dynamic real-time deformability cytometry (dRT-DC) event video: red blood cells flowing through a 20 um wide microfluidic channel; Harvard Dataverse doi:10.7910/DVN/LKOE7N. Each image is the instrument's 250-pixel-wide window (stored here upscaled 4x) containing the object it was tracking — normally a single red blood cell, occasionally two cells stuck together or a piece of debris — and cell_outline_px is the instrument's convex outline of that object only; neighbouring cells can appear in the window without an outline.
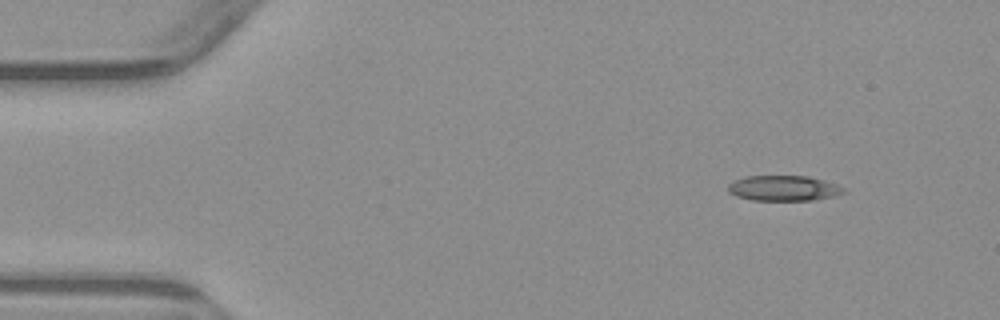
{"species": "common noctule bat (a hibernating species)", "species_latin": "Nyctalus noctula", "temperature_condition": "warm", "stored_images_in_passage": 4, "camera_frame_rate_fps": 3000, "um_per_image_px": 0.085, "animal": {"sex": "male", "body_mass_g": 23.1, "forearm_length_mm": 52.7}, "frame": {"image": 1, "passage_image": 1, "time_ms": 0.0, "image_size_px": [1000, 320], "cell_outline_px": [[848, 192], [832, 196], [812, 200], [752, 200], [736, 196], [728, 192], [728, 184], [732, 180], [744, 176], [808, 176], [824, 180], [836, 184], [844, 188]], "centroid_in_image_um": [66.58, 15.99], "position_along_channel_um": 18.4, "area_um2": 17.17}}
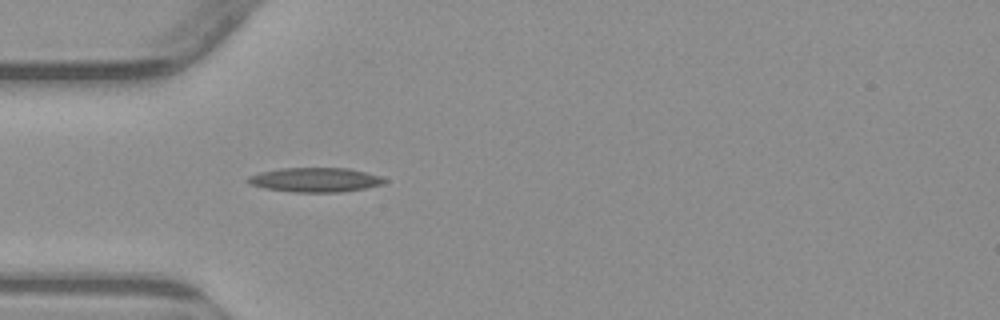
{"frame": {"image": 2, "passage_image": 4, "time_ms": 3.333, "image_size_px": [1000, 320], "cell_outline_px": [[388, 180], [384, 184], [364, 188], [340, 192], [296, 192], [264, 188], [248, 184], [244, 180], [248, 176], [260, 172], [280, 168], [348, 168], [380, 176]], "centroid_in_image_um": [26.75, 15.28], "position_along_channel_um": 58.3, "area_um2": 19.42}}